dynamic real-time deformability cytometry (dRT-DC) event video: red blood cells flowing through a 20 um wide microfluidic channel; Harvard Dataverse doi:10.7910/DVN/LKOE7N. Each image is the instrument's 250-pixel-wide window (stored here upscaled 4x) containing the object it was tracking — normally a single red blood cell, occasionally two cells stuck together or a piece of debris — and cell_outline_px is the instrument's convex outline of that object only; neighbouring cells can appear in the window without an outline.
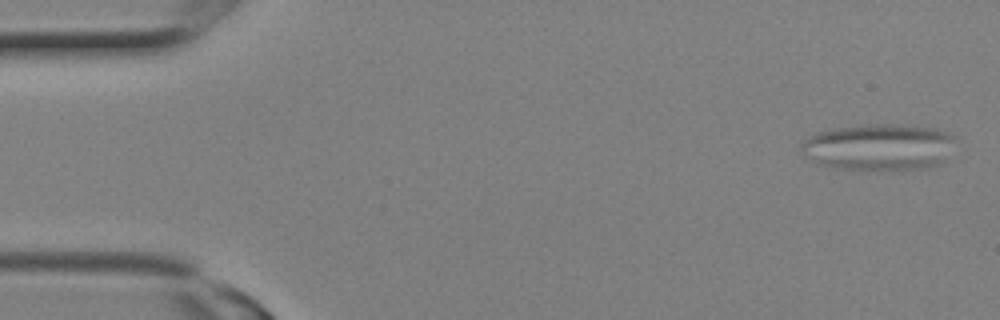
{"species": "Egyptian fruit bat (a non-hibernating species)", "species_latin": "Rousettus aegyptiacus", "temperature_condition": "room temperature", "stored_images_in_passage": 9, "camera_frame_rate_fps": 3000, "um_per_image_px": 0.085, "animal": {"sex": "female"}, "frame": {"image": 1, "passage_image": 1, "time_ms": 0.0, "image_size_px": [1000, 320], "cell_outline_px": [[956, 136], [944, 160], [940, 164], [924, 168], [836, 168], [820, 164], [808, 156], [800, 148], [804, 140], [808, 136], [816, 132], [832, 128], [864, 124], [900, 124], [936, 128], [948, 132]], "centroid_in_image_um": [74.71, 12.45], "position_along_channel_um": 10.3, "area_um2": 41.27}}
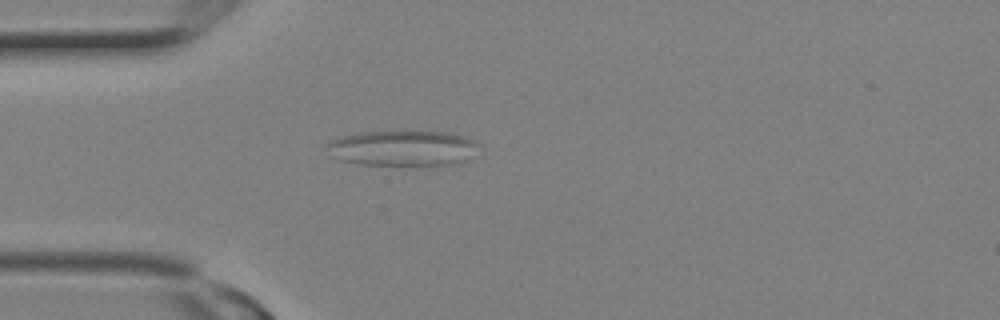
{"frame": {"image": 2, "passage_image": 7, "time_ms": 2.0, "image_size_px": [1000, 320], "cell_outline_px": [[480, 144], [464, 160], [452, 164], [360, 164], [340, 160], [328, 156], [324, 144], [328, 140], [336, 136], [360, 132], [392, 128], [404, 128], [444, 132], [476, 140]], "centroid_in_image_um": [34.06, 12.51], "position_along_channel_um": 50.9, "area_um2": 32.48}}